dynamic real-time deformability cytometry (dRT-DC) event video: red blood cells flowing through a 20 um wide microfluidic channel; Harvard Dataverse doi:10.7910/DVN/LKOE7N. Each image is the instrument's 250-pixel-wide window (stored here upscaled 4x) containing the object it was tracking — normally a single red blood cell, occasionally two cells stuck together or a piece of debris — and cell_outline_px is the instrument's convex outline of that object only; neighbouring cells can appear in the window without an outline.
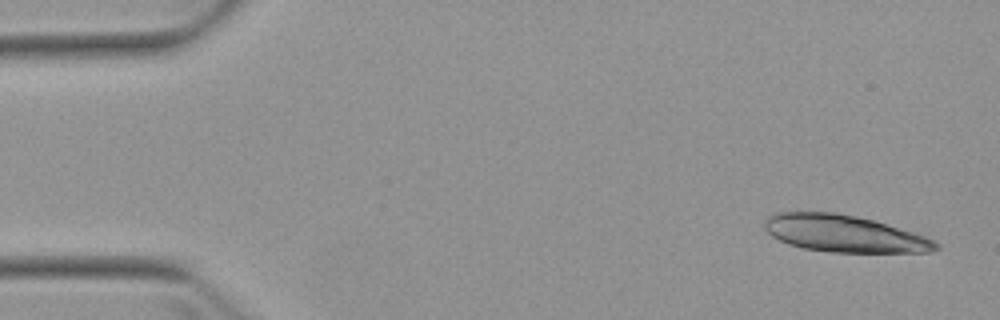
{"species": "Egyptian fruit bat (a non-hibernating species)", "species_latin": "Rousettus aegyptiacus", "temperature_condition": "warm", "stored_images_in_passage": 7, "camera_frame_rate_fps": 3000, "um_per_image_px": 0.085, "animal": {"sex": "female"}, "frame": {"image": 1, "passage_image": 1, "time_ms": 0.0, "image_size_px": [1000, 320], "cell_outline_px": [[940, 248], [932, 252], [828, 252], [804, 248], [788, 244], [772, 236], [764, 228], [764, 220], [768, 216], [776, 212], [836, 212], [856, 216], [872, 220], [912, 232], [924, 236], [940, 244]], "centroid_in_image_um": [71.72, 19.86], "position_along_channel_um": 13.3, "area_um2": 36.7}}
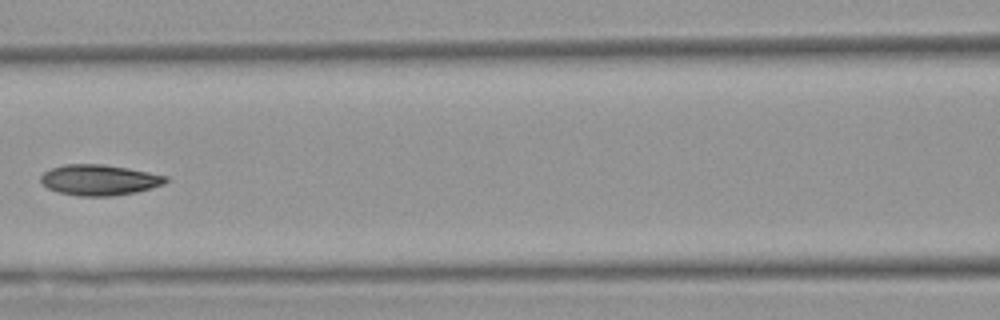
{"frame": {"image": 2, "passage_image": 6, "time_ms": 7.0, "image_size_px": [1000, 320], "cell_outline_px": [[168, 180], [164, 184], [136, 192], [112, 196], [76, 196], [60, 192], [48, 188], [40, 180], [40, 176], [44, 172], [52, 168], [64, 164], [104, 164], [128, 168], [168, 176]], "centroid_in_image_um": [8.45, 15.29], "position_along_channel_um": 158.2, "area_um2": 22.31}}
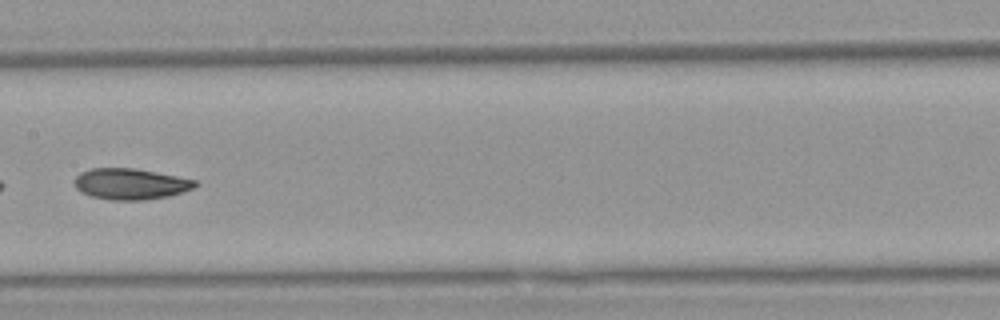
{"frame": {"image": 3, "passage_image": 7, "time_ms": 8.0, "image_size_px": [1000, 320], "cell_outline_px": [[200, 184], [192, 188], [168, 196], [144, 200], [112, 200], [92, 196], [80, 192], [76, 188], [72, 180], [80, 172], [92, 168], [136, 168], [200, 180]], "centroid_in_image_um": [11.1, 15.62], "position_along_channel_um": 196.3, "area_um2": 22.08}}